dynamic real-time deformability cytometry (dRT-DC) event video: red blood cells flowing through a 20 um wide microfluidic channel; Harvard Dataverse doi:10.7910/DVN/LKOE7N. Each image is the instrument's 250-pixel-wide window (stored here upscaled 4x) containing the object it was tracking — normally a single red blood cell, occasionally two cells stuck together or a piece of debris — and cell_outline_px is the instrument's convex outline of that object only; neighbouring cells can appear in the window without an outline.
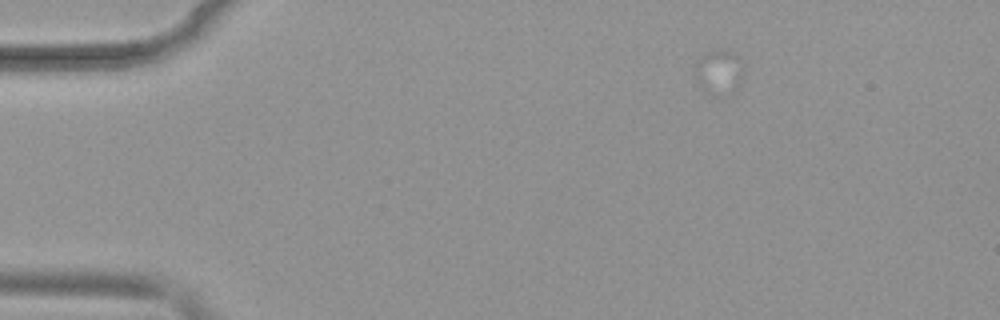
{"species": "common noctule bat (a hibernating species)", "species_latin": "Nyctalus noctula", "temperature_condition": "warm", "stored_images_in_passage": 3, "camera_frame_rate_fps": 3000, "um_per_image_px": 0.085, "animal": {"sex": "female", "body_mass_g": 19.9}, "frame": {"image": 1, "passage_image": 1, "time_ms": 0.0, "image_size_px": [1000, 320], "cell_outline_px": [[744, 76], [740, 84], [728, 96], [716, 96], [704, 92], [700, 88], [696, 80], [696, 64], [700, 56], [716, 48], [720, 48], [732, 52], [740, 56], [744, 64]], "centroid_in_image_um": [61.16, 6.13], "position_along_channel_um": 23.8, "area_um2": 13.29}}